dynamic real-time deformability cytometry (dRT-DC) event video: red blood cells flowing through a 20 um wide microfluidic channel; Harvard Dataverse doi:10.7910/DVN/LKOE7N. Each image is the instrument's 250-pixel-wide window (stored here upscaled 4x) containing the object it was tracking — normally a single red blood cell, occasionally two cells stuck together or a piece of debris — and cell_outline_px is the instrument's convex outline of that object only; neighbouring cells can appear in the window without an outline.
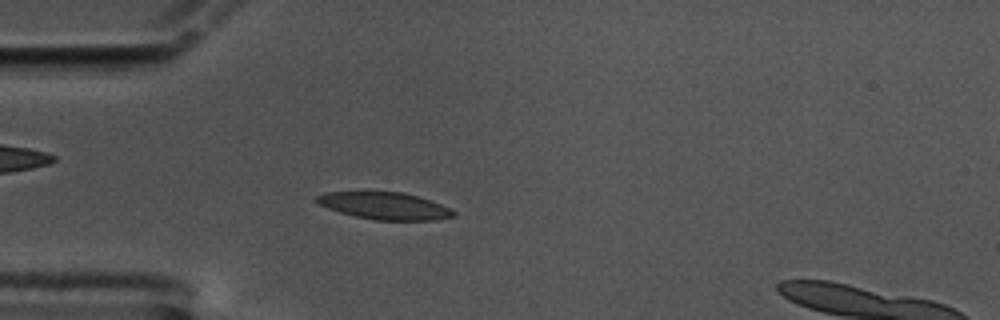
{"species": "common noctule bat (a hibernating species)", "species_latin": "Nyctalus noctula", "temperature_condition": "cold", "stored_images_in_passage": 58, "camera_frame_rate_fps": 3000, "um_per_image_px": 0.085, "animal": {"sex": "male", "body_mass_g": 17.5, "forearm_length_mm": 52.3}, "frame": {"image": 1, "passage_image": 16, "time_ms": 5.0, "image_size_px": [1000, 320], "cell_outline_px": [[456, 216], [432, 220], [376, 220], [356, 216], [340, 212], [328, 208], [320, 204], [316, 200], [316, 196], [324, 192], [404, 192], [452, 208], [456, 212]], "centroid_in_image_um": [32.72, 17.5], "position_along_channel_um": 52.3, "area_um2": 21.39}}
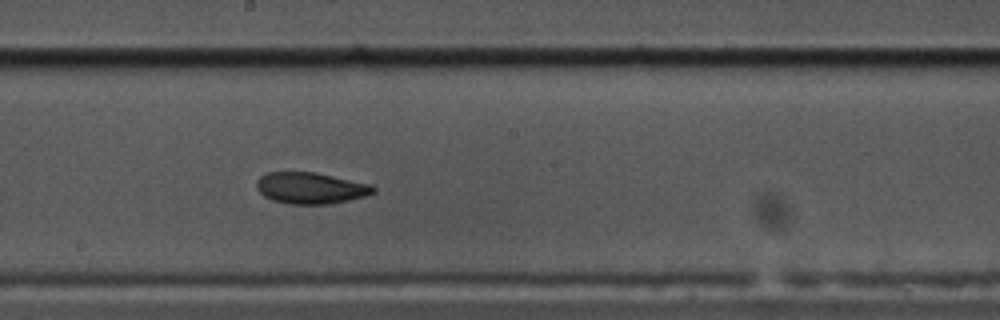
{"frame": {"image": 2, "passage_image": 32, "time_ms": 10.333, "image_size_px": [1000, 320], "cell_outline_px": [[376, 192], [364, 196], [332, 204], [288, 204], [272, 200], [264, 196], [256, 188], [256, 180], [260, 176], [268, 172], [316, 172], [372, 184], [376, 188]], "centroid_in_image_um": [26.41, 15.98], "position_along_channel_um": 221.8, "area_um2": 21.56}}
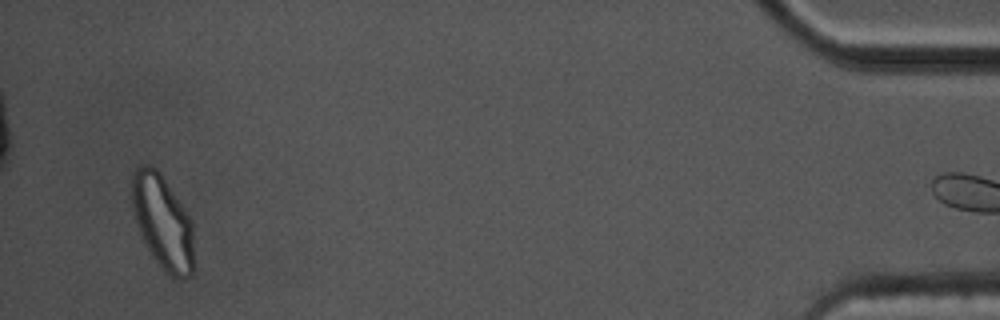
{"frame": {"image": 3, "passage_image": 57, "time_ms": 18.667, "image_size_px": [1000, 320], "cell_outline_px": [[192, 276], [184, 280], [176, 280], [152, 256], [144, 244], [140, 236], [132, 208], [132, 172], [140, 164], [152, 164], [156, 168], [184, 208], [192, 220]], "centroid_in_image_um": [13.8, 18.86], "position_along_channel_um": 421.4, "area_um2": 33.81}, "authors_computed_cell_mechanics": {"area_um2": 21.675, "velocity_mm_per_s": 3.3485, "shape_relaxation_time_tau1_ms": 6.4597, "shape_relaxation_time_tau2_ms": 2.356, "deformation_change_tau1": 0.1645, "deformation_change_tau2": 0.0586}}